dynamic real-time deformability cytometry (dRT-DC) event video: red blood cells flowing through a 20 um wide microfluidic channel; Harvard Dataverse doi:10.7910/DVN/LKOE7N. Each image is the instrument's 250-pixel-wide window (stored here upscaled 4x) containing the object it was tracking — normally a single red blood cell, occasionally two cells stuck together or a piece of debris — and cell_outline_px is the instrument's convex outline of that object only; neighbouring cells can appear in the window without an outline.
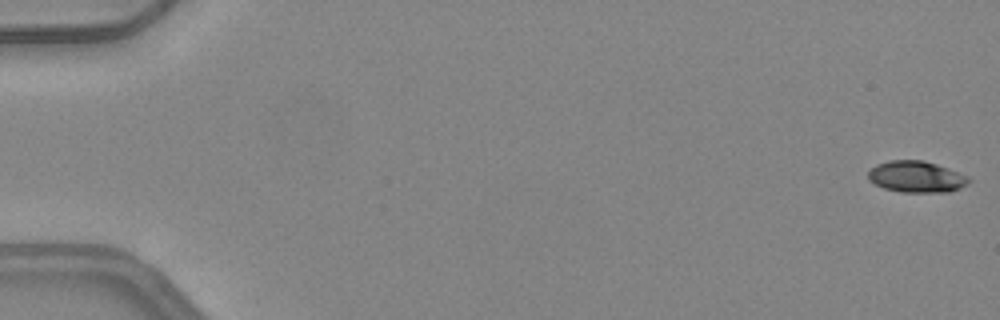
{"species": "common noctule bat (a hibernating species)", "species_latin": "Nyctalus noctula", "temperature_condition": "warm", "stored_images_in_passage": 11, "camera_frame_rate_fps": 3000, "um_per_image_px": 0.085, "animal": {"sex": "female", "body_mass_g": 24.6, "forearm_length_mm": 56.2}, "frame": {"image": 1, "passage_image": 1, "time_ms": 0.0, "image_size_px": [1000, 320], "cell_outline_px": [[972, 180], [968, 184], [960, 188], [948, 192], [900, 192], [884, 188], [868, 180], [868, 172], [876, 164], [888, 160], [924, 160], [948, 168], [968, 176]], "centroid_in_image_um": [77.9, 15.02], "position_along_channel_um": 7.1, "area_um2": 18.5}}